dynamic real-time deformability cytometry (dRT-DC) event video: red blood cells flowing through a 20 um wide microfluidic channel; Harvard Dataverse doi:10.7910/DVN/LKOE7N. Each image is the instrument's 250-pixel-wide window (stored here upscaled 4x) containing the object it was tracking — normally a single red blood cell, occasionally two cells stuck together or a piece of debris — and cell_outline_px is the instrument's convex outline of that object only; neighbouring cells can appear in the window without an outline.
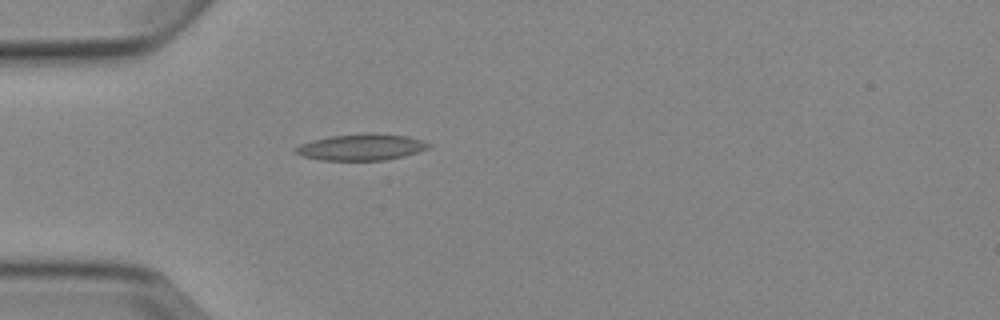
{"species": "Egyptian fruit bat (a non-hibernating species)", "species_latin": "Rousettus aegyptiacus", "temperature_condition": "cold", "stored_images_in_passage": 1, "camera_frame_rate_fps": 3000, "um_per_image_px": 0.085, "animal": {"sex": "female"}, "frame": {"image": 1, "passage_image": 1, "time_ms": 0.0, "image_size_px": [1000, 320], "cell_outline_px": [[432, 144], [428, 148], [404, 156], [384, 160], [320, 160], [300, 156], [296, 152], [296, 148], [300, 144], [312, 140], [328, 136], [364, 132], [372, 132], [408, 136], [424, 140]], "centroid_in_image_um": [30.72, 12.49], "position_along_channel_um": 54.3, "area_um2": 20.69}}